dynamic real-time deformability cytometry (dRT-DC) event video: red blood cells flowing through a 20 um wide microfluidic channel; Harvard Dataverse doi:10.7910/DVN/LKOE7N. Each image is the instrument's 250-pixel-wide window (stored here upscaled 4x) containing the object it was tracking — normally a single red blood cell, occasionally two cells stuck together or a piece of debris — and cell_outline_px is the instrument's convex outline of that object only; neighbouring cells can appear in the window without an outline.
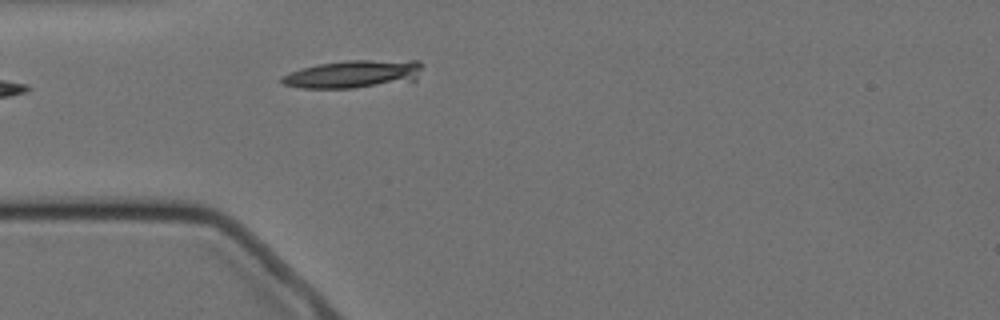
{"species": "Egyptian fruit bat (a non-hibernating species)", "species_latin": "Rousettus aegyptiacus", "temperature_condition": "cold", "stored_images_in_passage": 1, "camera_frame_rate_fps": 3000, "um_per_image_px": 0.085, "animal": {"sex": "female"}, "frame": {"image": 1, "passage_image": 1, "time_ms": 0.0, "image_size_px": [1000, 320], "cell_outline_px": [[424, 64], [416, 80], [352, 88], [300, 88], [284, 84], [280, 80], [280, 76], [300, 68], [320, 64], [344, 60], [420, 60]], "centroid_in_image_um": [30.05, 6.28], "position_along_channel_um": 54.9, "area_um2": 22.95}}